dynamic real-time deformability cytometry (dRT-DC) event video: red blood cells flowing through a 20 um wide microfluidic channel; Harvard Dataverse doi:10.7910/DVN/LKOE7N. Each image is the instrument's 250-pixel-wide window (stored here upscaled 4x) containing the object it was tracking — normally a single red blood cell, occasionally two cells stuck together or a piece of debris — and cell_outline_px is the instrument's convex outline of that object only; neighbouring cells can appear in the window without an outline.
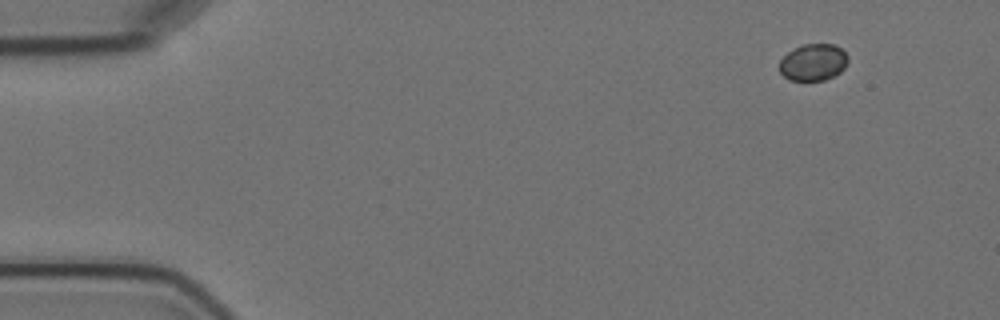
{"species": "Egyptian fruit bat (a non-hibernating species)", "species_latin": "Rousettus aegyptiacus", "temperature_condition": "cold", "stored_images_in_passage": 13, "camera_frame_rate_fps": 3000, "um_per_image_px": 0.085, "animal": {"sex": "female"}, "frame": {"image": 1, "passage_image": 1, "time_ms": 0.0, "image_size_px": [1000, 320], "cell_outline_px": [[848, 60], [844, 68], [840, 72], [824, 80], [788, 80], [780, 72], [780, 60], [792, 48], [804, 44], [836, 44], [848, 56]], "centroid_in_image_um": [69.12, 5.28], "position_along_channel_um": 15.9, "area_um2": 14.68}}
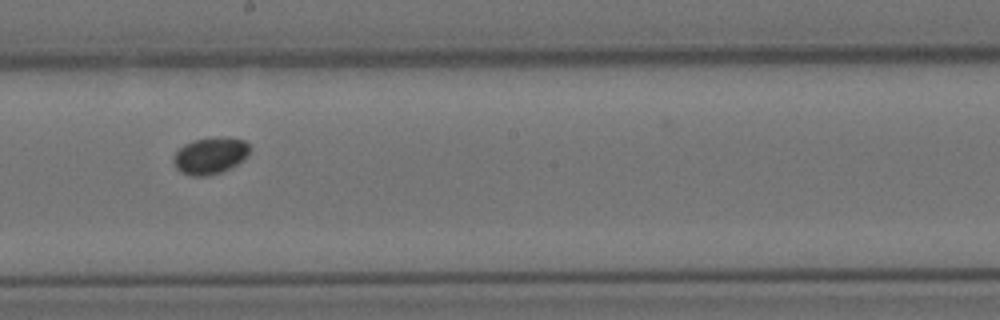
{"frame": {"image": 2, "passage_image": 8, "time_ms": 9.0, "image_size_px": [1000, 320], "cell_outline_px": [[252, 148], [244, 160], [220, 172], [208, 176], [192, 176], [180, 172], [176, 168], [172, 160], [172, 156], [184, 144], [192, 140], [216, 136], [228, 136], [244, 140]], "centroid_in_image_um": [17.87, 13.2], "position_along_channel_um": 230.3, "area_um2": 16.65}}
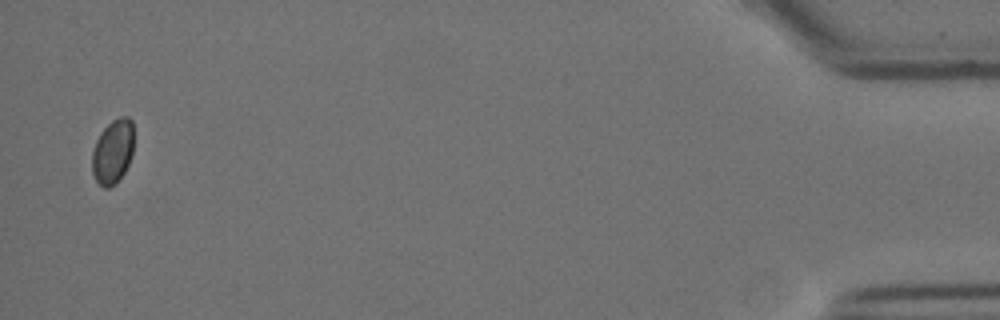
{"frame": {"image": 3, "passage_image": 13, "time_ms": 17.0, "image_size_px": [1000, 320], "cell_outline_px": [[132, 152], [128, 164], [124, 172], [116, 184], [108, 188], [104, 188], [96, 180], [92, 172], [92, 152], [96, 140], [100, 132], [112, 120], [120, 116], [128, 116], [132, 120]], "centroid_in_image_um": [9.57, 12.88], "position_along_channel_um": 425.6, "area_um2": 15.61}}